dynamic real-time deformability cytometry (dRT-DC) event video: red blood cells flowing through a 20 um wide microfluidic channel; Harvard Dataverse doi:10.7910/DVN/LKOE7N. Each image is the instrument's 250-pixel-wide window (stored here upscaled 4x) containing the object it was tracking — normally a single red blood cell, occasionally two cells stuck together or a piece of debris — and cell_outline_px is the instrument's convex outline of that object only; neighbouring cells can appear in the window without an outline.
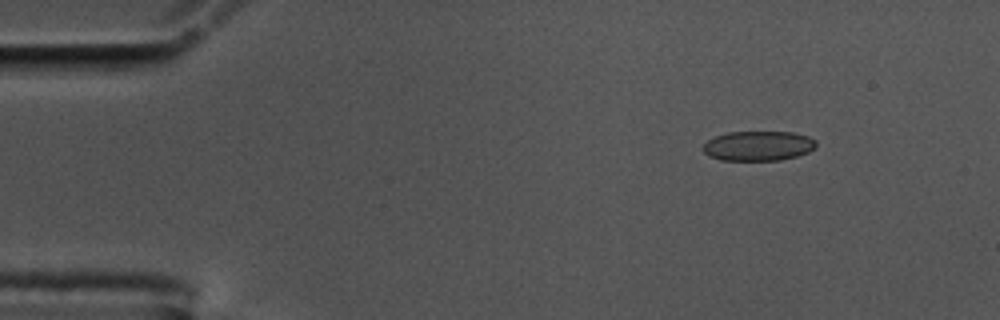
{"species": "common noctule bat (a hibernating species)", "species_latin": "Nyctalus noctula", "temperature_condition": "cold", "stored_images_in_passage": 52, "camera_frame_rate_fps": 3000, "um_per_image_px": 0.085, "animal": {"sex": "male", "body_mass_g": 17.5, "forearm_length_mm": 52.3}, "frame": {"image": 1, "passage_image": 3, "time_ms": 0.667, "image_size_px": [1000, 320], "cell_outline_px": [[816, 148], [808, 152], [796, 156], [780, 160], [720, 160], [708, 156], [704, 152], [704, 144], [708, 140], [716, 136], [728, 132], [792, 132], [808, 136], [816, 140]], "centroid_in_image_um": [64.47, 12.4], "position_along_channel_um": 20.5, "area_um2": 19.59}}
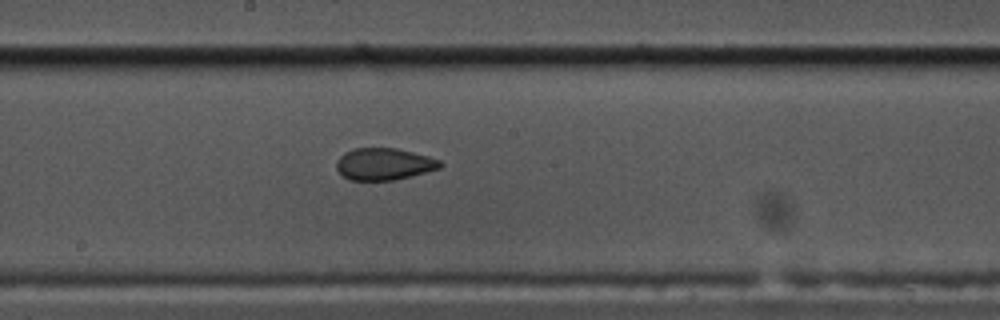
{"frame": {"image": 2, "passage_image": 26, "time_ms": 8.333, "image_size_px": [1000, 320], "cell_outline_px": [[444, 164], [440, 168], [412, 176], [392, 180], [348, 180], [336, 168], [336, 160], [344, 152], [352, 148], [396, 148], [428, 156], [440, 160]], "centroid_in_image_um": [32.63, 13.94], "position_along_channel_um": 215.6, "area_um2": 19.36}}
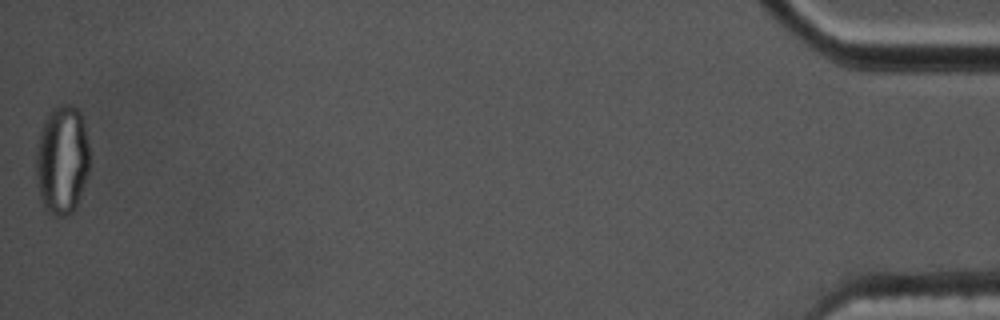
{"frame": {"image": 3, "passage_image": 52, "time_ms": 17.0, "image_size_px": [1000, 320], "cell_outline_px": [[88, 168], [76, 208], [72, 212], [64, 216], [56, 216], [44, 208], [40, 200], [36, 176], [36, 152], [40, 132], [44, 120], [52, 108], [60, 104], [72, 104], [80, 112], [84, 124], [88, 144]], "centroid_in_image_um": [5.25, 13.58], "position_along_channel_um": 429.9, "area_um2": 33.93}, "authors_computed_cell_mechanics": {"area_um2": 20.1722, "velocity_mm_per_s": 3.5831, "shape_relaxation_time_tau1_ms": null, "shape_relaxation_time_tau2_ms": 1.4193, "deformation_change_tau1": null, "deformation_change_tau2": 0.0732}}